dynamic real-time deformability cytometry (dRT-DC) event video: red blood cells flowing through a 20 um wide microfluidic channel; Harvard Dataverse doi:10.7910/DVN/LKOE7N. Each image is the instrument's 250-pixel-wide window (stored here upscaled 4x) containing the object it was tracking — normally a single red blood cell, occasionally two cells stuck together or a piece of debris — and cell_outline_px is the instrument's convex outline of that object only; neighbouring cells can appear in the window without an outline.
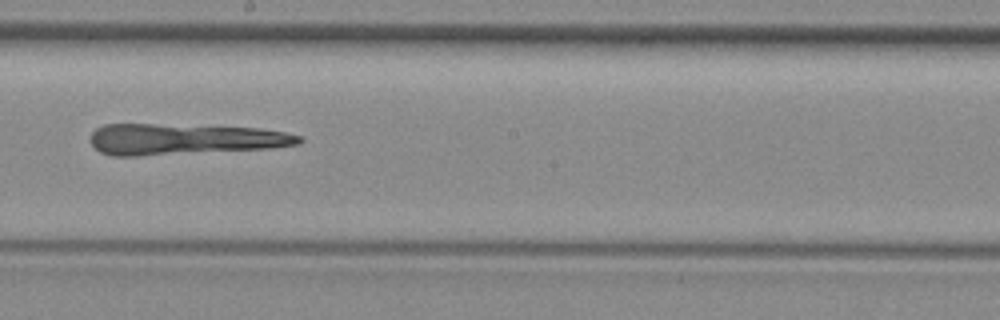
{"species": "common noctule bat (a hibernating species)", "species_latin": "Nyctalus noctula", "temperature_condition": "room temperature", "stored_images_in_passage": 9, "camera_frame_rate_fps": 3000, "um_per_image_px": 0.085, "animal": {"sex": "female", "body_mass_g": 29.2, "forearm_length_mm": 56.3}, "frame": {"image": 1, "passage_image": 9, "time_ms": 9.0, "image_size_px": [1000, 320], "cell_outline_px": [[304, 140], [300, 144], [272, 148], [136, 156], [112, 156], [100, 152], [88, 140], [92, 132], [96, 128], [104, 124], [156, 124], [260, 128], [284, 132], [304, 136]], "centroid_in_image_um": [15.67, 11.83], "position_along_channel_um": 232.5, "area_um2": 37.92}}